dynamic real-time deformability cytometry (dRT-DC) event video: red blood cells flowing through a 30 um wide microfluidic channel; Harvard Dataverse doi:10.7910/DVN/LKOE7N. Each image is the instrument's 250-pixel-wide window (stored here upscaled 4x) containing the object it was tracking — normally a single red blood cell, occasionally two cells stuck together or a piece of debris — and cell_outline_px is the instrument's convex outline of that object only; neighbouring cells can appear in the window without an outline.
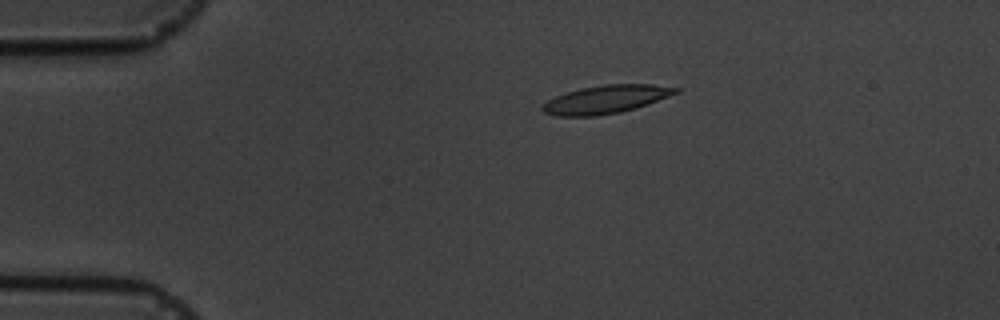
{"species": "common noctule bat (a hibernating species)", "species_latin": "Nyctalus noctula", "temperature_condition": "cold", "stored_images_in_passage": 3, "camera_frame_rate_fps": 3000, "um_per_image_px": 0.085, "animal": {"sex": "male", "body_mass_g": 19.5, "forearm_length_mm": 54.6}, "frame": {"image": 1, "passage_image": 1, "time_ms": 0.0, "image_size_px": [1000, 320], "cell_outline_px": [[680, 92], [648, 104], [636, 108], [620, 112], [596, 116], [556, 116], [544, 112], [540, 108], [548, 100], [556, 96], [580, 88], [604, 84], [652, 84], [680, 88]], "centroid_in_image_um": [51.52, 8.44], "position_along_channel_um": 33.5, "area_um2": 21.85}}
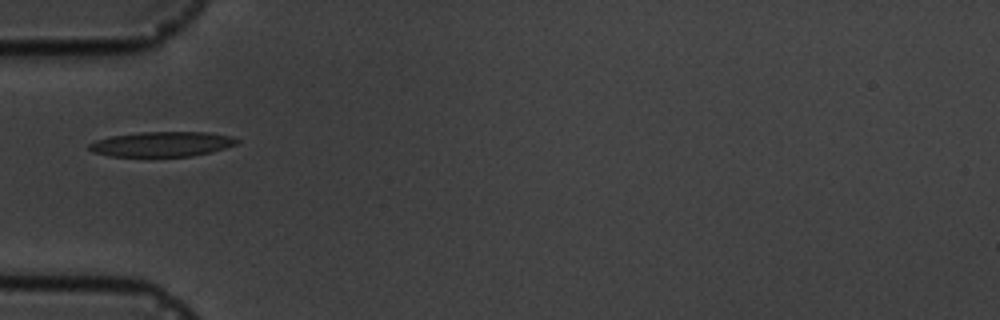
{"frame": {"image": 2, "passage_image": 3, "time_ms": 2.333, "image_size_px": [1000, 320], "cell_outline_px": [[240, 140], [236, 144], [212, 152], [192, 156], [112, 156], [92, 152], [88, 148], [88, 144], [96, 140], [112, 136], [140, 132], [208, 132], [232, 136]], "centroid_in_image_um": [13.78, 12.24], "position_along_channel_um": 71.2, "area_um2": 21.44}}